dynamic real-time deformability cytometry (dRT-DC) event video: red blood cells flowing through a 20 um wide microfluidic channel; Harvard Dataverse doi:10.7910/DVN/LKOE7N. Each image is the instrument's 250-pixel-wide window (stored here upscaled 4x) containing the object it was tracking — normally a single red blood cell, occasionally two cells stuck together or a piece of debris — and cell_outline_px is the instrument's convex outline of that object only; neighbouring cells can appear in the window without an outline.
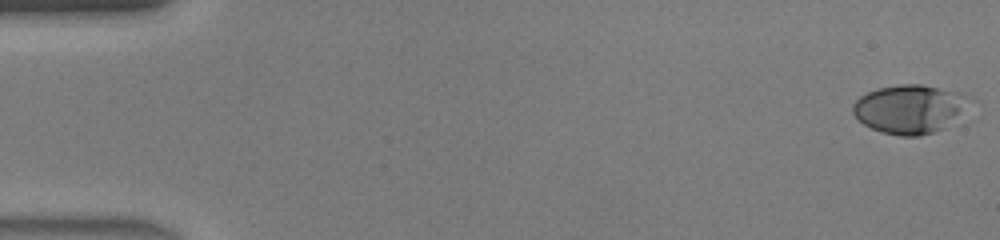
{"species": "human", "species_latin": "Homo sapiens", "temperature_condition": "warm", "stored_images_in_passage": 46, "camera_frame_rate_fps": 3000, "um_per_image_px": 0.085, "donor": {"sex": "male"}, "frame": {"image": 1, "passage_image": 1, "time_ms": 0.0, "image_size_px": [1000, 240], "cell_outline_px": [[980, 100], [944, 128], [920, 136], [900, 136], [880, 132], [864, 124], [852, 112], [852, 104], [860, 96], [868, 92], [880, 88], [900, 84], [920, 84], [960, 92], [972, 96]], "centroid_in_image_um": [77.44, 9.25], "position_along_channel_um": 7.6, "area_um2": 33.76}}
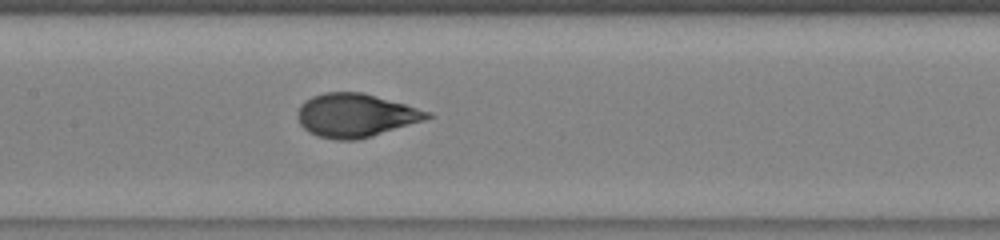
{"frame": {"image": 2, "passage_image": 23, "time_ms": 7.333, "image_size_px": [1000, 240], "cell_outline_px": [[436, 116], [424, 120], [372, 136], [356, 140], [336, 140], [316, 136], [308, 132], [300, 124], [296, 116], [296, 112], [300, 104], [304, 100], [312, 96], [324, 92], [364, 92], [432, 112]], "centroid_in_image_um": [30.2, 9.8], "position_along_channel_um": 177.2, "area_um2": 33.18}}
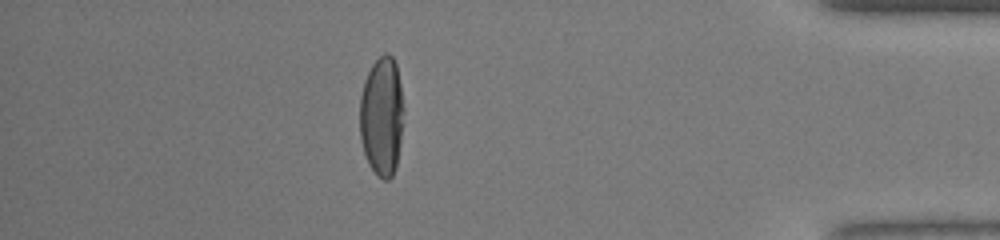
{"frame": {"image": 3, "passage_image": 41, "time_ms": 13.333, "image_size_px": [1000, 240], "cell_outline_px": [[404, 124], [396, 164], [392, 176], [388, 180], [384, 180], [368, 164], [360, 140], [360, 96], [364, 80], [372, 64], [384, 52], [388, 52], [392, 56], [396, 64], [400, 84], [404, 108]], "centroid_in_image_um": [32.46, 9.85], "position_along_channel_um": 402.7, "area_um2": 30.81}, "authors_computed_cell_mechanics": {"area_um2": 32.3391, "velocity_mm_per_s": 4.4681, "shape_relaxation_time_tau1_ms": 4.4266, "shape_relaxation_time_tau2_ms": null, "deformation_change_tau1": 0.2453, "deformation_change_tau2": null}}